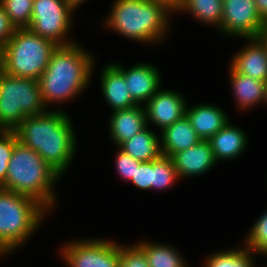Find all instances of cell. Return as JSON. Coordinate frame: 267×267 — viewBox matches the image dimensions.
<instances>
[{
	"label": "cell",
	"instance_id": "2e32d148",
	"mask_svg": "<svg viewBox=\"0 0 267 267\" xmlns=\"http://www.w3.org/2000/svg\"><path fill=\"white\" fill-rule=\"evenodd\" d=\"M102 92L113 111L129 109L138 105L131 97L123 73L113 64L102 73Z\"/></svg>",
	"mask_w": 267,
	"mask_h": 267
},
{
	"label": "cell",
	"instance_id": "ba28073f",
	"mask_svg": "<svg viewBox=\"0 0 267 267\" xmlns=\"http://www.w3.org/2000/svg\"><path fill=\"white\" fill-rule=\"evenodd\" d=\"M72 11L66 0H34L28 29L58 46L73 44L63 40L70 27Z\"/></svg>",
	"mask_w": 267,
	"mask_h": 267
},
{
	"label": "cell",
	"instance_id": "4dcf8cb0",
	"mask_svg": "<svg viewBox=\"0 0 267 267\" xmlns=\"http://www.w3.org/2000/svg\"><path fill=\"white\" fill-rule=\"evenodd\" d=\"M140 189H151L152 183V161L141 162L136 166L135 175L130 180Z\"/></svg>",
	"mask_w": 267,
	"mask_h": 267
},
{
	"label": "cell",
	"instance_id": "5b68a950",
	"mask_svg": "<svg viewBox=\"0 0 267 267\" xmlns=\"http://www.w3.org/2000/svg\"><path fill=\"white\" fill-rule=\"evenodd\" d=\"M45 209L30 196L0 188V253H7L28 239Z\"/></svg>",
	"mask_w": 267,
	"mask_h": 267
},
{
	"label": "cell",
	"instance_id": "8fae6325",
	"mask_svg": "<svg viewBox=\"0 0 267 267\" xmlns=\"http://www.w3.org/2000/svg\"><path fill=\"white\" fill-rule=\"evenodd\" d=\"M145 112L146 119L151 120L163 130L185 116L186 103L176 92L158 90L147 101Z\"/></svg>",
	"mask_w": 267,
	"mask_h": 267
},
{
	"label": "cell",
	"instance_id": "7402d4cb",
	"mask_svg": "<svg viewBox=\"0 0 267 267\" xmlns=\"http://www.w3.org/2000/svg\"><path fill=\"white\" fill-rule=\"evenodd\" d=\"M181 9H187L201 21L216 24L221 29L223 0H183Z\"/></svg>",
	"mask_w": 267,
	"mask_h": 267
},
{
	"label": "cell",
	"instance_id": "52a82bcc",
	"mask_svg": "<svg viewBox=\"0 0 267 267\" xmlns=\"http://www.w3.org/2000/svg\"><path fill=\"white\" fill-rule=\"evenodd\" d=\"M39 81L0 73V129L14 131L27 116L45 113Z\"/></svg>",
	"mask_w": 267,
	"mask_h": 267
},
{
	"label": "cell",
	"instance_id": "3957f363",
	"mask_svg": "<svg viewBox=\"0 0 267 267\" xmlns=\"http://www.w3.org/2000/svg\"><path fill=\"white\" fill-rule=\"evenodd\" d=\"M59 176L38 152L18 141L14 145L2 188L30 196L47 208L54 202L51 190Z\"/></svg>",
	"mask_w": 267,
	"mask_h": 267
},
{
	"label": "cell",
	"instance_id": "277c9868",
	"mask_svg": "<svg viewBox=\"0 0 267 267\" xmlns=\"http://www.w3.org/2000/svg\"><path fill=\"white\" fill-rule=\"evenodd\" d=\"M113 8L106 24L121 35L144 42L163 38L169 12L163 5L151 0H117Z\"/></svg>",
	"mask_w": 267,
	"mask_h": 267
},
{
	"label": "cell",
	"instance_id": "d590c367",
	"mask_svg": "<svg viewBox=\"0 0 267 267\" xmlns=\"http://www.w3.org/2000/svg\"><path fill=\"white\" fill-rule=\"evenodd\" d=\"M261 38L266 42V45H267V22L265 23L263 27Z\"/></svg>",
	"mask_w": 267,
	"mask_h": 267
},
{
	"label": "cell",
	"instance_id": "6da1fadb",
	"mask_svg": "<svg viewBox=\"0 0 267 267\" xmlns=\"http://www.w3.org/2000/svg\"><path fill=\"white\" fill-rule=\"evenodd\" d=\"M14 131L21 144L38 152L60 175L67 169L76 140L65 113L46 111L27 116Z\"/></svg>",
	"mask_w": 267,
	"mask_h": 267
},
{
	"label": "cell",
	"instance_id": "e0dca14e",
	"mask_svg": "<svg viewBox=\"0 0 267 267\" xmlns=\"http://www.w3.org/2000/svg\"><path fill=\"white\" fill-rule=\"evenodd\" d=\"M185 116L201 140H209L229 121L220 108L206 104L186 108Z\"/></svg>",
	"mask_w": 267,
	"mask_h": 267
},
{
	"label": "cell",
	"instance_id": "f546056e",
	"mask_svg": "<svg viewBox=\"0 0 267 267\" xmlns=\"http://www.w3.org/2000/svg\"><path fill=\"white\" fill-rule=\"evenodd\" d=\"M141 161L135 160L122 150L118 152L116 158V167L119 174L127 180H131L132 177L135 175L136 166H139Z\"/></svg>",
	"mask_w": 267,
	"mask_h": 267
},
{
	"label": "cell",
	"instance_id": "1f68e13d",
	"mask_svg": "<svg viewBox=\"0 0 267 267\" xmlns=\"http://www.w3.org/2000/svg\"><path fill=\"white\" fill-rule=\"evenodd\" d=\"M15 30L0 1V46L3 47L12 38Z\"/></svg>",
	"mask_w": 267,
	"mask_h": 267
},
{
	"label": "cell",
	"instance_id": "8d00e7d4",
	"mask_svg": "<svg viewBox=\"0 0 267 267\" xmlns=\"http://www.w3.org/2000/svg\"><path fill=\"white\" fill-rule=\"evenodd\" d=\"M3 71V47L0 46V73Z\"/></svg>",
	"mask_w": 267,
	"mask_h": 267
},
{
	"label": "cell",
	"instance_id": "d6986e66",
	"mask_svg": "<svg viewBox=\"0 0 267 267\" xmlns=\"http://www.w3.org/2000/svg\"><path fill=\"white\" fill-rule=\"evenodd\" d=\"M245 133L229 122L209 139L216 161L235 158L246 145Z\"/></svg>",
	"mask_w": 267,
	"mask_h": 267
},
{
	"label": "cell",
	"instance_id": "5bb4252c",
	"mask_svg": "<svg viewBox=\"0 0 267 267\" xmlns=\"http://www.w3.org/2000/svg\"><path fill=\"white\" fill-rule=\"evenodd\" d=\"M252 40V44L247 46L235 55L231 66L245 76L267 81V45L259 37L247 38Z\"/></svg>",
	"mask_w": 267,
	"mask_h": 267
},
{
	"label": "cell",
	"instance_id": "836d02e7",
	"mask_svg": "<svg viewBox=\"0 0 267 267\" xmlns=\"http://www.w3.org/2000/svg\"><path fill=\"white\" fill-rule=\"evenodd\" d=\"M258 14L264 23L267 22V0H254Z\"/></svg>",
	"mask_w": 267,
	"mask_h": 267
},
{
	"label": "cell",
	"instance_id": "d6a6232c",
	"mask_svg": "<svg viewBox=\"0 0 267 267\" xmlns=\"http://www.w3.org/2000/svg\"><path fill=\"white\" fill-rule=\"evenodd\" d=\"M155 3L163 5L170 13V11L180 10L183 0H151Z\"/></svg>",
	"mask_w": 267,
	"mask_h": 267
},
{
	"label": "cell",
	"instance_id": "4316f807",
	"mask_svg": "<svg viewBox=\"0 0 267 267\" xmlns=\"http://www.w3.org/2000/svg\"><path fill=\"white\" fill-rule=\"evenodd\" d=\"M17 142L18 138L15 131L3 130L2 133H0V188L5 185L8 163L11 159L14 145Z\"/></svg>",
	"mask_w": 267,
	"mask_h": 267
},
{
	"label": "cell",
	"instance_id": "d4e9b609",
	"mask_svg": "<svg viewBox=\"0 0 267 267\" xmlns=\"http://www.w3.org/2000/svg\"><path fill=\"white\" fill-rule=\"evenodd\" d=\"M179 177L174 168L171 157L161 155L152 161V183L151 188L162 189L171 186Z\"/></svg>",
	"mask_w": 267,
	"mask_h": 267
},
{
	"label": "cell",
	"instance_id": "603a6c76",
	"mask_svg": "<svg viewBox=\"0 0 267 267\" xmlns=\"http://www.w3.org/2000/svg\"><path fill=\"white\" fill-rule=\"evenodd\" d=\"M144 251L149 267H185L175 249L166 245L151 243L138 244Z\"/></svg>",
	"mask_w": 267,
	"mask_h": 267
},
{
	"label": "cell",
	"instance_id": "cb8c5ba5",
	"mask_svg": "<svg viewBox=\"0 0 267 267\" xmlns=\"http://www.w3.org/2000/svg\"><path fill=\"white\" fill-rule=\"evenodd\" d=\"M15 29L28 28L34 0H0Z\"/></svg>",
	"mask_w": 267,
	"mask_h": 267
},
{
	"label": "cell",
	"instance_id": "30bf717a",
	"mask_svg": "<svg viewBox=\"0 0 267 267\" xmlns=\"http://www.w3.org/2000/svg\"><path fill=\"white\" fill-rule=\"evenodd\" d=\"M265 23L254 0H223L221 30L244 38L261 36Z\"/></svg>",
	"mask_w": 267,
	"mask_h": 267
},
{
	"label": "cell",
	"instance_id": "7a4b0ae2",
	"mask_svg": "<svg viewBox=\"0 0 267 267\" xmlns=\"http://www.w3.org/2000/svg\"><path fill=\"white\" fill-rule=\"evenodd\" d=\"M92 63V57L75 43L58 46L38 79L45 105L67 100L83 91L91 75Z\"/></svg>",
	"mask_w": 267,
	"mask_h": 267
},
{
	"label": "cell",
	"instance_id": "8992f818",
	"mask_svg": "<svg viewBox=\"0 0 267 267\" xmlns=\"http://www.w3.org/2000/svg\"><path fill=\"white\" fill-rule=\"evenodd\" d=\"M58 47L28 28L16 29L3 46V71L9 75L38 80Z\"/></svg>",
	"mask_w": 267,
	"mask_h": 267
},
{
	"label": "cell",
	"instance_id": "ffe728a7",
	"mask_svg": "<svg viewBox=\"0 0 267 267\" xmlns=\"http://www.w3.org/2000/svg\"><path fill=\"white\" fill-rule=\"evenodd\" d=\"M119 147L120 150L141 162L153 161L162 155L157 136L147 127L131 139L121 143Z\"/></svg>",
	"mask_w": 267,
	"mask_h": 267
},
{
	"label": "cell",
	"instance_id": "ac0fdd59",
	"mask_svg": "<svg viewBox=\"0 0 267 267\" xmlns=\"http://www.w3.org/2000/svg\"><path fill=\"white\" fill-rule=\"evenodd\" d=\"M161 153L171 157L174 153L197 145L201 139L184 116L162 130Z\"/></svg>",
	"mask_w": 267,
	"mask_h": 267
},
{
	"label": "cell",
	"instance_id": "4fadbf2b",
	"mask_svg": "<svg viewBox=\"0 0 267 267\" xmlns=\"http://www.w3.org/2000/svg\"><path fill=\"white\" fill-rule=\"evenodd\" d=\"M178 176H192L208 171L217 162L209 140H201L189 149L171 156Z\"/></svg>",
	"mask_w": 267,
	"mask_h": 267
},
{
	"label": "cell",
	"instance_id": "9a60e30c",
	"mask_svg": "<svg viewBox=\"0 0 267 267\" xmlns=\"http://www.w3.org/2000/svg\"><path fill=\"white\" fill-rule=\"evenodd\" d=\"M146 112L140 105L129 109L116 110L110 121V132L119 146L147 127Z\"/></svg>",
	"mask_w": 267,
	"mask_h": 267
},
{
	"label": "cell",
	"instance_id": "e575fe53",
	"mask_svg": "<svg viewBox=\"0 0 267 267\" xmlns=\"http://www.w3.org/2000/svg\"><path fill=\"white\" fill-rule=\"evenodd\" d=\"M83 1L84 0H66L72 9L76 8V6L80 5Z\"/></svg>",
	"mask_w": 267,
	"mask_h": 267
},
{
	"label": "cell",
	"instance_id": "83f0119b",
	"mask_svg": "<svg viewBox=\"0 0 267 267\" xmlns=\"http://www.w3.org/2000/svg\"><path fill=\"white\" fill-rule=\"evenodd\" d=\"M246 240L247 249L267 255V212L252 227Z\"/></svg>",
	"mask_w": 267,
	"mask_h": 267
},
{
	"label": "cell",
	"instance_id": "44dd1931",
	"mask_svg": "<svg viewBox=\"0 0 267 267\" xmlns=\"http://www.w3.org/2000/svg\"><path fill=\"white\" fill-rule=\"evenodd\" d=\"M230 67L232 86L241 108H248V106L263 101L265 82L245 76L238 73L232 66Z\"/></svg>",
	"mask_w": 267,
	"mask_h": 267
},
{
	"label": "cell",
	"instance_id": "7c38bea8",
	"mask_svg": "<svg viewBox=\"0 0 267 267\" xmlns=\"http://www.w3.org/2000/svg\"><path fill=\"white\" fill-rule=\"evenodd\" d=\"M114 65L123 73L128 91L137 104L149 101L159 90L160 76L153 65L137 64L128 70L121 65Z\"/></svg>",
	"mask_w": 267,
	"mask_h": 267
},
{
	"label": "cell",
	"instance_id": "484cf974",
	"mask_svg": "<svg viewBox=\"0 0 267 267\" xmlns=\"http://www.w3.org/2000/svg\"><path fill=\"white\" fill-rule=\"evenodd\" d=\"M250 250H228L210 256L206 267H253Z\"/></svg>",
	"mask_w": 267,
	"mask_h": 267
},
{
	"label": "cell",
	"instance_id": "74e56055",
	"mask_svg": "<svg viewBox=\"0 0 267 267\" xmlns=\"http://www.w3.org/2000/svg\"><path fill=\"white\" fill-rule=\"evenodd\" d=\"M264 101L267 102V81L265 82V94H264Z\"/></svg>",
	"mask_w": 267,
	"mask_h": 267
},
{
	"label": "cell",
	"instance_id": "9c48e42d",
	"mask_svg": "<svg viewBox=\"0 0 267 267\" xmlns=\"http://www.w3.org/2000/svg\"><path fill=\"white\" fill-rule=\"evenodd\" d=\"M62 255L70 267H120L119 245L91 240L70 243Z\"/></svg>",
	"mask_w": 267,
	"mask_h": 267
},
{
	"label": "cell",
	"instance_id": "f1b7e54d",
	"mask_svg": "<svg viewBox=\"0 0 267 267\" xmlns=\"http://www.w3.org/2000/svg\"><path fill=\"white\" fill-rule=\"evenodd\" d=\"M120 267H149L143 249L137 244L132 248L119 245Z\"/></svg>",
	"mask_w": 267,
	"mask_h": 267
}]
</instances>
